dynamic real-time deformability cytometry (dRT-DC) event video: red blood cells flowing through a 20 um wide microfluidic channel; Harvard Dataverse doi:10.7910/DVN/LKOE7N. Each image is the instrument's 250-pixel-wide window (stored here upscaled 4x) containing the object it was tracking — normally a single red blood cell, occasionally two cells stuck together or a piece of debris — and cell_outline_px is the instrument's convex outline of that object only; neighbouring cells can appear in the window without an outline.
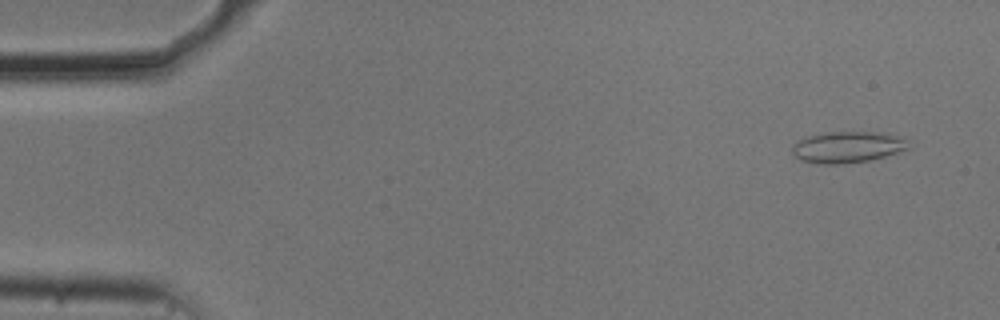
{"species": "common noctule bat (a hibernating species)", "species_latin": "Nyctalus noctula", "temperature_condition": "cold", "stored_images_in_passage": 51, "camera_frame_rate_fps": 3000, "um_per_image_px": 0.085, "animal": {"sex": "male", "body_mass_g": 20.5, "forearm_length_mm": 52.5}, "frame": {"image": 1, "passage_image": 3, "time_ms": 0.667, "image_size_px": [1000, 320], "cell_outline_px": [[912, 148], [884, 156], [868, 160], [840, 164], [820, 164], [800, 160], [792, 152], [792, 148], [800, 140], [808, 136], [828, 132], [888, 132], [904, 140]], "centroid_in_image_um": [72.06, 12.5], "position_along_channel_um": 12.9, "area_um2": 20.98}}
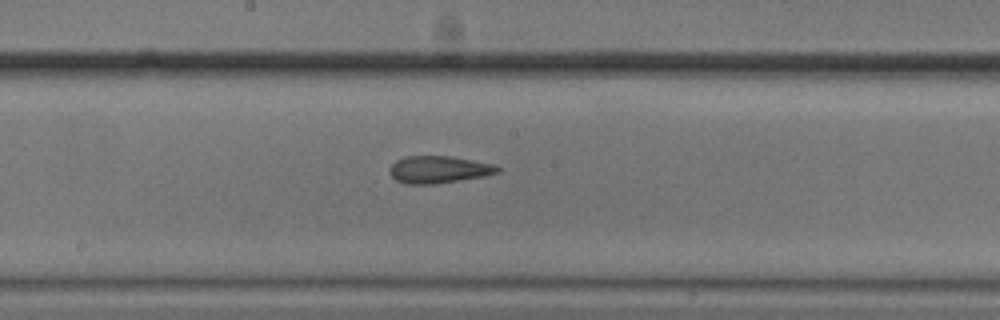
{"frame": {"image": 2, "passage_image": 28, "time_ms": 9.0, "image_size_px": [1000, 320], "cell_outline_px": [[500, 172], [484, 176], [436, 184], [404, 184], [396, 180], [388, 172], [388, 168], [396, 160], [404, 156], [452, 156], [496, 164], [500, 168]], "centroid_in_image_um": [37.28, 14.41], "position_along_channel_um": 210.9, "area_um2": 17.4}}
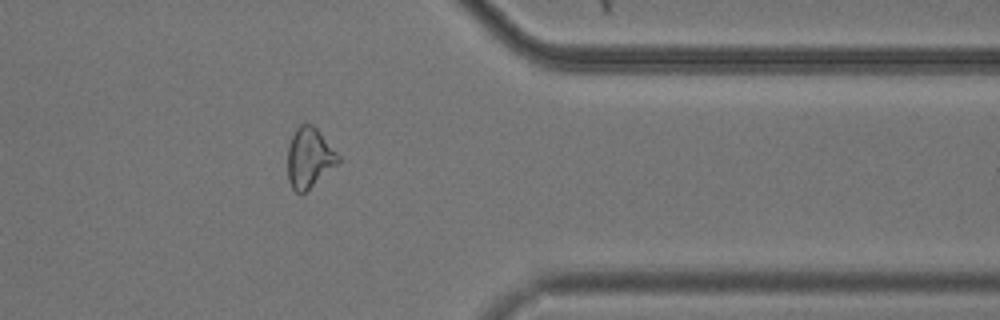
{"frame": {"image": 3, "passage_image": 43, "time_ms": 14.0, "image_size_px": [1000, 320], "cell_outline_px": [[340, 160], [336, 164], [304, 192], [296, 192], [292, 188], [288, 180], [288, 144], [296, 128], [300, 124], [312, 124], [316, 128], [340, 156]], "centroid_in_image_um": [26.26, 13.38], "position_along_channel_um": 385.1, "area_um2": 17.22}}